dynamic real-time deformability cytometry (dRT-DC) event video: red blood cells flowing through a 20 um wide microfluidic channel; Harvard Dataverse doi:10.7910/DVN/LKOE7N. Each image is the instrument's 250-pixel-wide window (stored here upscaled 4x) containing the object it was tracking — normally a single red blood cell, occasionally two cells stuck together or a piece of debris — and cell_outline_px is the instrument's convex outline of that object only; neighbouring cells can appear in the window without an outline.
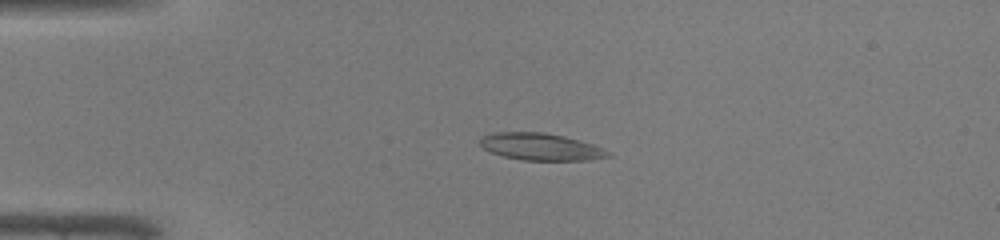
{"species": "common noctule bat (a hibernating species)", "species_latin": "Nyctalus noctula", "temperature_condition": "warm", "stored_images_in_passage": 46, "camera_frame_rate_fps": 3000, "um_per_image_px": 0.085, "animal": {"sex": "male", "body_mass_g": 19.0, "forearm_length_mm": 50.8}, "frame": {"image": 1, "passage_image": 10, "time_ms": 3.0, "image_size_px": [1000, 240], "cell_outline_px": [[612, 156], [584, 160], [520, 160], [504, 156], [492, 152], [484, 148], [480, 144], [480, 136], [496, 132], [544, 132], [564, 136], [580, 140], [604, 148], [612, 152]], "centroid_in_image_um": [45.99, 12.47], "position_along_channel_um": 39.0, "area_um2": 20.23}}
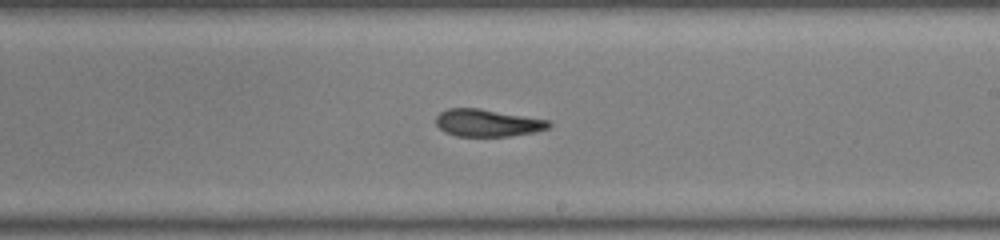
{"frame": {"image": 2, "passage_image": 27, "time_ms": 8.667, "image_size_px": [1000, 240], "cell_outline_px": [[552, 124], [548, 128], [532, 132], [508, 136], [456, 136], [444, 132], [436, 124], [436, 116], [440, 112], [448, 108], [480, 108], [552, 120]], "centroid_in_image_um": [41.44, 10.43], "position_along_channel_um": 247.6, "area_um2": 18.09}}
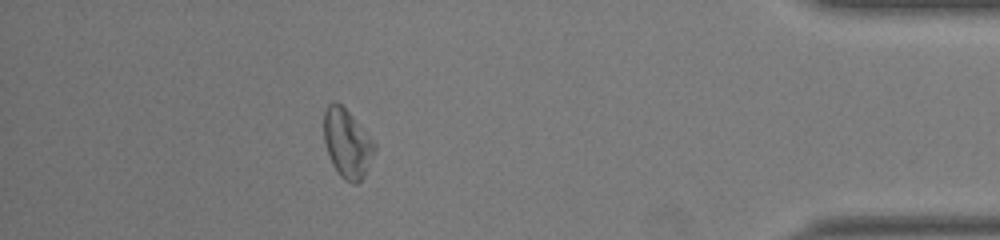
{"frame": {"image": 3, "passage_image": 41, "time_ms": 13.333, "image_size_px": [1000, 240], "cell_outline_px": [[376, 148], [364, 176], [356, 184], [352, 184], [344, 180], [340, 176], [332, 164], [324, 140], [324, 112], [328, 104], [332, 100], [336, 100], [352, 116], [376, 144]], "centroid_in_image_um": [29.49, 12.19], "position_along_channel_um": 405.7, "area_um2": 20.06}, "authors_computed_cell_mechanics": {"area_um2": 19.9699, "velocity_mm_per_s": 4.3018, "shape_relaxation_time_tau1_ms": 9.1322, "shape_relaxation_time_tau2_ms": 5.0931, "deformation_change_tau1": 0.1978, "deformation_change_tau2": 0.1454}}